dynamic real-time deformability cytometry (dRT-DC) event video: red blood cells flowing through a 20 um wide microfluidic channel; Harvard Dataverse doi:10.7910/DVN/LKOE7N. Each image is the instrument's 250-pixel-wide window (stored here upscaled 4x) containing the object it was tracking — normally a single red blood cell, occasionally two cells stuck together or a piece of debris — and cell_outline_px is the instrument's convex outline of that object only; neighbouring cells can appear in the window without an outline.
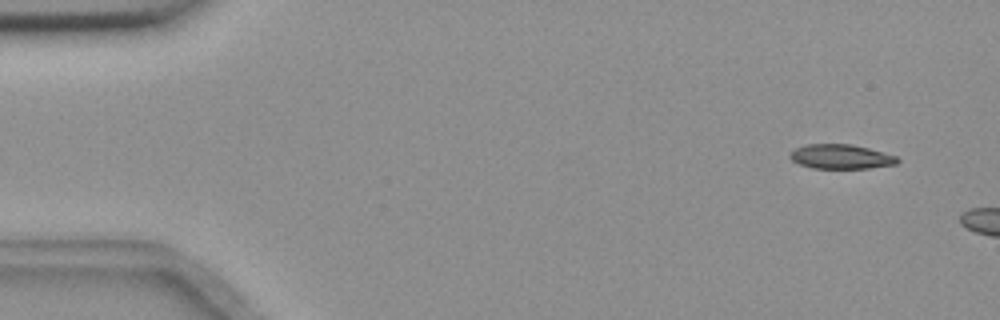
{"species": "common noctule bat (a hibernating species)", "species_latin": "Nyctalus noctula", "temperature_condition": "room temperature", "stored_images_in_passage": 5, "camera_frame_rate_fps": 3000, "um_per_image_px": 0.085, "animal": {"sex": "female", "body_mass_g": 18.4}, "frame": {"image": 1, "passage_image": 1, "time_ms": 0.0, "image_size_px": [1000, 320], "cell_outline_px": [[900, 160], [896, 164], [868, 168], [812, 168], [800, 164], [792, 160], [788, 156], [796, 148], [808, 144], [852, 144], [868, 148], [896, 156]], "centroid_in_image_um": [71.48, 13.31], "position_along_channel_um": 13.5, "area_um2": 15.14}}